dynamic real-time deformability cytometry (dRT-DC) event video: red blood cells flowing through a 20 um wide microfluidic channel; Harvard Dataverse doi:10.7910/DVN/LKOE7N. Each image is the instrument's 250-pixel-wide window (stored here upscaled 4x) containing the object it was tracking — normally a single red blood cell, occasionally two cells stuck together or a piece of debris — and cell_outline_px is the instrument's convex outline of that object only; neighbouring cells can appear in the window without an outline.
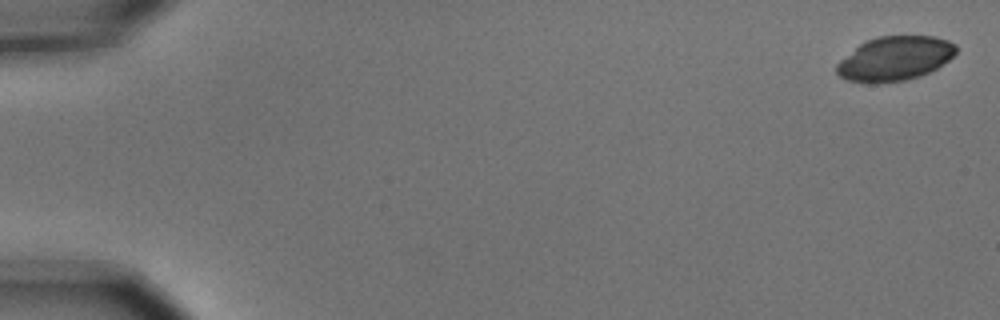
{"species": "common noctule bat (a hibernating species)", "species_latin": "Nyctalus noctula", "temperature_condition": "cold", "stored_images_in_passage": 8, "camera_frame_rate_fps": 3000, "um_per_image_px": 0.085, "animal": {"sex": "male", "body_mass_g": 15.6}, "frame": {"image": 1, "passage_image": 1, "time_ms": 0.0, "image_size_px": [1000, 320], "cell_outline_px": [[956, 52], [948, 60], [936, 68], [920, 76], [904, 80], [876, 84], [872, 84], [848, 80], [840, 76], [836, 72], [836, 64], [840, 60], [860, 44], [868, 40], [880, 36], [936, 36], [948, 40], [956, 44]], "centroid_in_image_um": [76.05, 4.98], "position_along_channel_um": 8.9, "area_um2": 30.69}}